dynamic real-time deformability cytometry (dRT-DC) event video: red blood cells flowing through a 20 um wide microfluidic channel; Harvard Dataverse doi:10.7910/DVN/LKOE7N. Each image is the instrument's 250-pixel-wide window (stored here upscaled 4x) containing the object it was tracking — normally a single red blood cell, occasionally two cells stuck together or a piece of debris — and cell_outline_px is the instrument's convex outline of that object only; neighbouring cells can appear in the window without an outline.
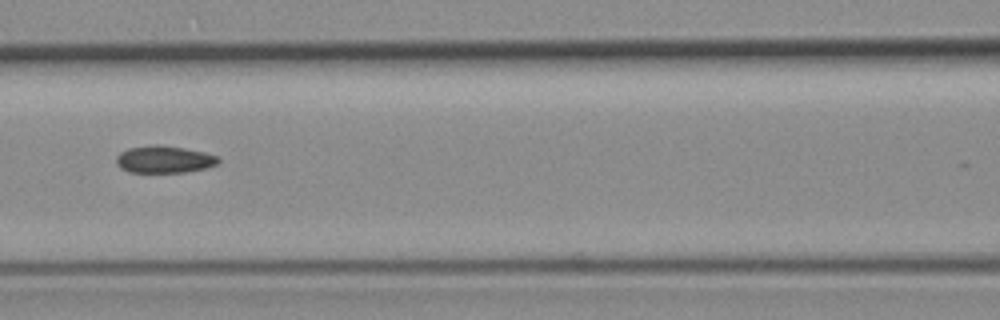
{"species": "common noctule bat (a hibernating species)", "species_latin": "Nyctalus noctula", "temperature_condition": "room temperature", "stored_images_in_passage": 16, "camera_frame_rate_fps": 3000, "um_per_image_px": 0.085, "animal": {"sex": "female", "body_mass_g": 19.3, "forearm_length_mm": 54.1}, "frame": {"image": 1, "passage_image": 10, "time_ms": 3.0, "image_size_px": [1000, 320], "cell_outline_px": [[220, 160], [216, 164], [204, 168], [184, 172], [128, 172], [120, 168], [116, 164], [116, 156], [120, 152], [128, 148], [156, 144], [160, 144], [184, 148], [204, 152], [216, 156]], "centroid_in_image_um": [13.9, 13.54], "position_along_channel_um": 152.7, "area_um2": 16.13}}